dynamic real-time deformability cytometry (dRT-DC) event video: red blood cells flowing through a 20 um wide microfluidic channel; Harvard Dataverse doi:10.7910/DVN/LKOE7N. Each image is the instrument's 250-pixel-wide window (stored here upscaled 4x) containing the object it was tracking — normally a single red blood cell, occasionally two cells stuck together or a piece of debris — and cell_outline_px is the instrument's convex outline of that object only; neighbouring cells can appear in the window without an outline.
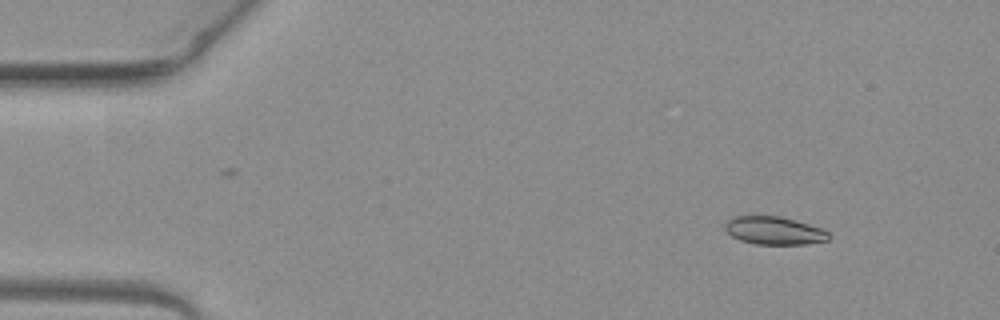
{"species": "common noctule bat (a hibernating species)", "species_latin": "Nyctalus noctula", "temperature_condition": "warm", "stored_images_in_passage": 18, "camera_frame_rate_fps": 3000, "um_per_image_px": 0.085, "animal": {"sex": "female", "body_mass_g": 19.3, "forearm_length_mm": 54.1}, "frame": {"image": 1, "passage_image": 1, "time_ms": 0.0, "image_size_px": [1000, 320], "cell_outline_px": [[832, 236], [828, 240], [804, 244], [756, 244], [740, 240], [732, 236], [724, 228], [724, 224], [732, 216], [780, 216], [824, 228]], "centroid_in_image_um": [65.83, 19.59], "position_along_channel_um": 19.2, "area_um2": 16.99}}
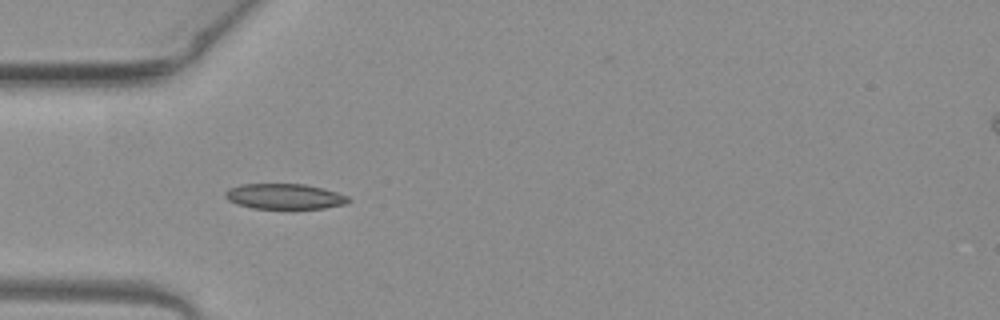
{"frame": {"image": 2, "passage_image": 11, "time_ms": 3.333, "image_size_px": [1000, 320], "cell_outline_px": [[352, 200], [344, 204], [324, 208], [252, 208], [228, 200], [224, 196], [224, 192], [228, 188], [240, 184], [304, 184], [324, 188], [348, 196]], "centroid_in_image_um": [24.18, 16.68], "position_along_channel_um": 60.8, "area_um2": 18.15}}
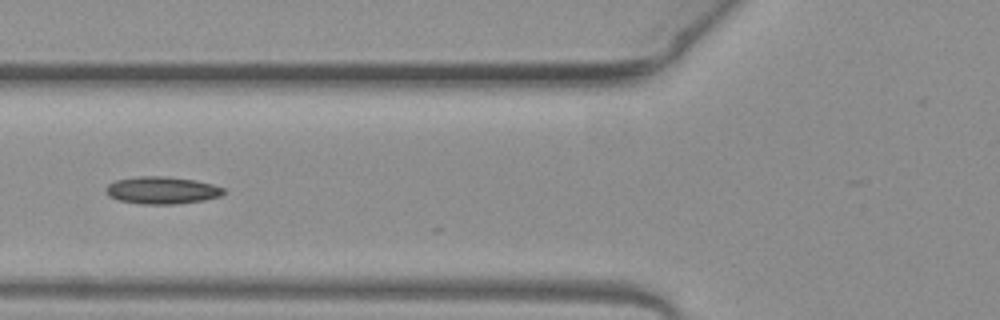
{"frame": {"image": 3, "passage_image": 15, "time_ms": 4.667, "image_size_px": [1000, 320], "cell_outline_px": [[228, 192], [220, 196], [204, 200], [176, 204], [140, 204], [120, 200], [108, 196], [104, 192], [104, 188], [108, 184], [116, 180], [136, 176], [164, 176], [196, 180], [212, 184], [224, 188]], "centroid_in_image_um": [13.76, 16.17], "position_along_channel_um": 112.0, "area_um2": 18.96}}